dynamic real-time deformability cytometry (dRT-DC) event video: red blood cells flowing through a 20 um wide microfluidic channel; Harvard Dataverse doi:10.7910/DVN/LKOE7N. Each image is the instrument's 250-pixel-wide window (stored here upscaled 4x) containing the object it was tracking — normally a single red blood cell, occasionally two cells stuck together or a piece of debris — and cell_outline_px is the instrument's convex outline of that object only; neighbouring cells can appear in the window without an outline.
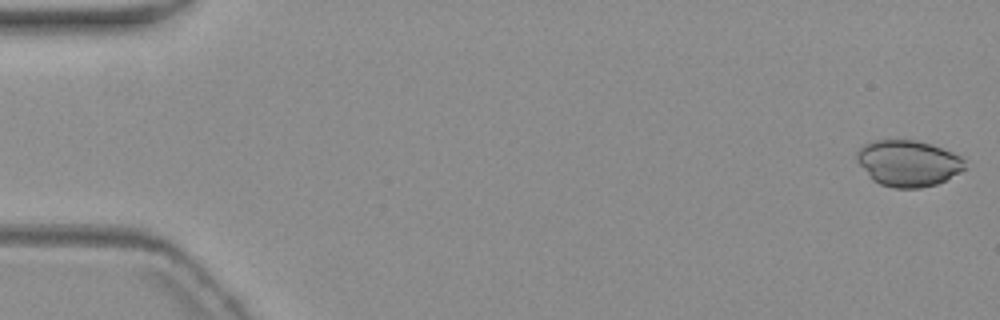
{"species": "common noctule bat (a hibernating species)", "species_latin": "Nyctalus noctula", "temperature_condition": "warm", "stored_images_in_passage": 5, "camera_frame_rate_fps": 3000, "um_per_image_px": 0.085, "animal": {"sex": "female", "body_mass_g": 19.3, "forearm_length_mm": 54.1}, "frame": {"image": 1, "passage_image": 1, "time_ms": 0.0, "image_size_px": [1000, 320], "cell_outline_px": [[964, 168], [960, 172], [936, 184], [920, 188], [892, 188], [880, 184], [872, 180], [856, 160], [856, 152], [864, 144], [872, 140], [916, 140], [932, 144], [952, 152], [960, 156], [964, 160]], "centroid_in_image_um": [77.16, 13.87], "position_along_channel_um": 7.8, "area_um2": 29.07}}